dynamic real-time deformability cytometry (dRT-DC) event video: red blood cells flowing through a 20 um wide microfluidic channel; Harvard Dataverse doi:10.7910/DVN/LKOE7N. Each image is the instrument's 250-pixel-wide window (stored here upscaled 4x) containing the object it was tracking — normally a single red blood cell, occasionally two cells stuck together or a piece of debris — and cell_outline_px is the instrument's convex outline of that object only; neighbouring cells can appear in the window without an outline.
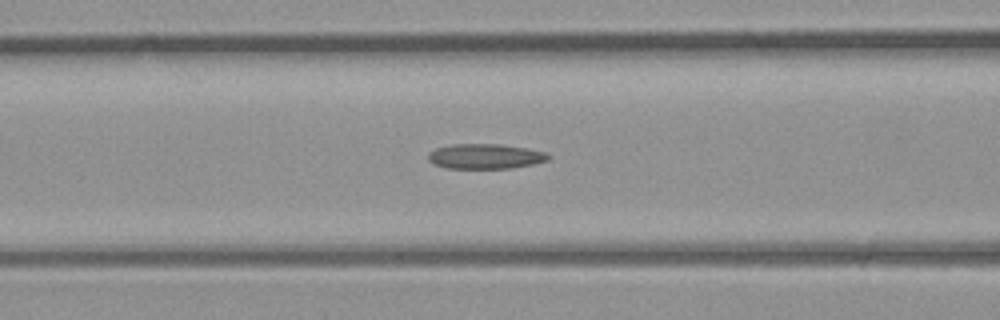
{"species": "common noctule bat (a hibernating species)", "species_latin": "Nyctalus noctula", "temperature_condition": "room temperature", "stored_images_in_passage": 39, "camera_frame_rate_fps": 3000, "um_per_image_px": 0.085, "animal": {"sex": "male", "body_mass_g": 23.1, "forearm_length_mm": 52.7}, "frame": {"image": 1, "passage_image": 15, "time_ms": 4.667, "image_size_px": [1000, 320], "cell_outline_px": [[552, 156], [548, 160], [532, 164], [508, 168], [448, 168], [432, 164], [428, 160], [428, 152], [436, 148], [452, 144], [500, 144], [548, 152]], "centroid_in_image_um": [41.23, 13.28], "position_along_channel_um": 125.4, "area_um2": 17.51}}
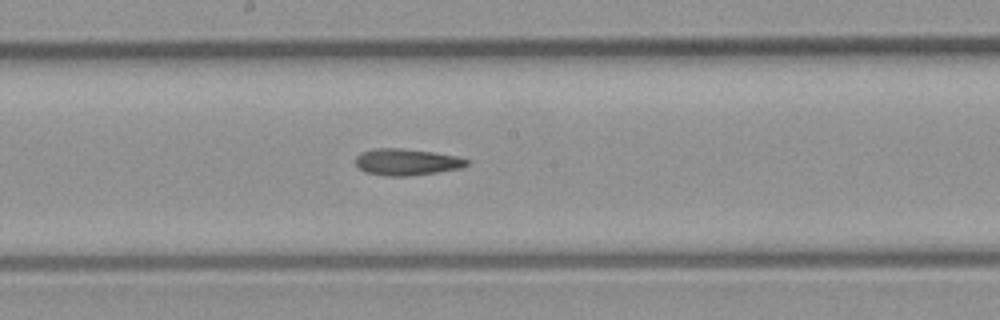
{"frame": {"image": 2, "passage_image": 20, "time_ms": 6.333, "image_size_px": [1000, 320], "cell_outline_px": [[468, 164], [464, 168], [408, 176], [384, 176], [364, 172], [356, 164], [356, 156], [360, 152], [372, 148], [400, 148], [432, 152], [456, 156], [468, 160]], "centroid_in_image_um": [34.54, 13.77], "position_along_channel_um": 213.7, "area_um2": 17.28}}
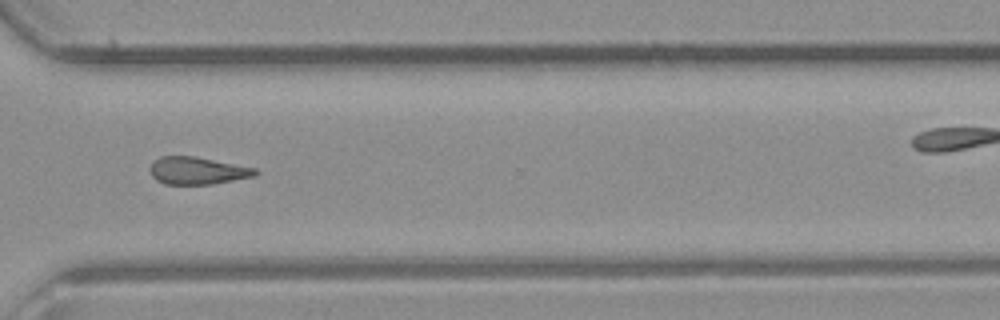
{"frame": {"image": 3, "passage_image": 28, "time_ms": 9.0, "image_size_px": [1000, 320], "cell_outline_px": [[260, 172], [252, 176], [212, 184], [164, 184], [156, 180], [152, 176], [148, 168], [152, 160], [160, 156], [192, 156], [256, 168]], "centroid_in_image_um": [16.7, 14.5], "position_along_channel_um": 353.9, "area_um2": 16.76}}